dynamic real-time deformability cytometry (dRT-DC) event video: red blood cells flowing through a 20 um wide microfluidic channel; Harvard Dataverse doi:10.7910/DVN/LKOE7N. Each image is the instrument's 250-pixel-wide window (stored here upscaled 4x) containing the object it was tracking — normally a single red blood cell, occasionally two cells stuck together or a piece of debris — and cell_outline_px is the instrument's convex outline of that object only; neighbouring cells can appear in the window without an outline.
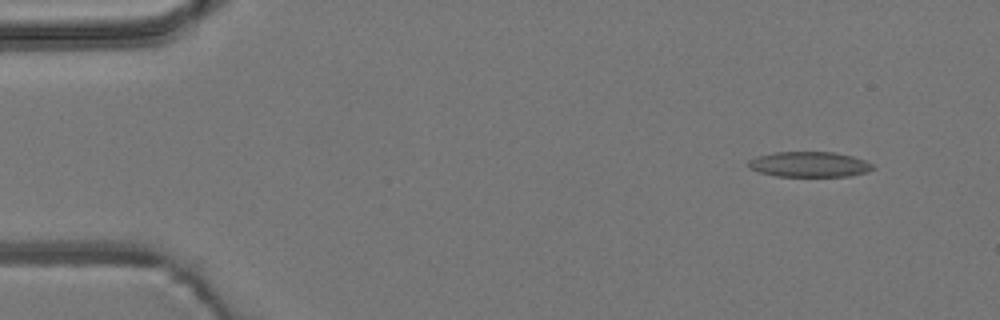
{"species": "common noctule bat (a hibernating species)", "species_latin": "Nyctalus noctula", "temperature_condition": "room temperature", "stored_images_in_passage": 51, "camera_frame_rate_fps": 3000, "um_per_image_px": 0.085, "animal": {"sex": "male", "body_mass_g": 19.2, "forearm_length_mm": 51.8}, "frame": {"image": 1, "passage_image": 1, "time_ms": 0.0, "image_size_px": [1000, 320], "cell_outline_px": [[876, 168], [864, 172], [848, 176], [776, 176], [760, 172], [748, 168], [748, 160], [756, 156], [776, 152], [832, 152], [852, 156], [864, 160], [872, 164]], "centroid_in_image_um": [68.76, 13.97], "position_along_channel_um": 16.2, "area_um2": 18.26}}
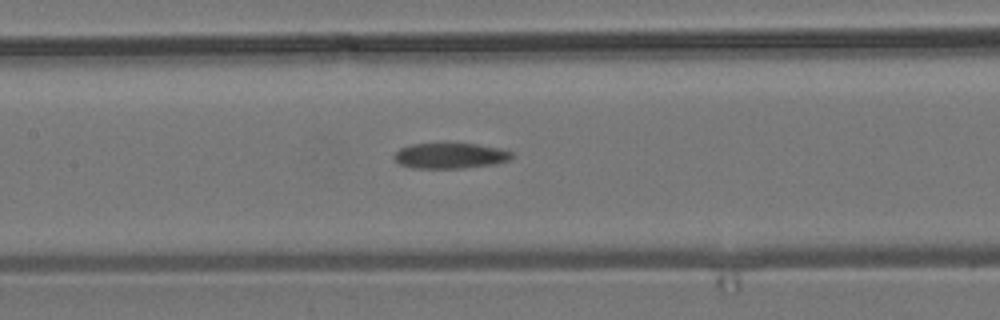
{"frame": {"image": 2, "passage_image": 22, "time_ms": 7.0, "image_size_px": [1000, 320], "cell_outline_px": [[512, 156], [508, 160], [492, 164], [460, 168], [412, 168], [400, 164], [392, 156], [400, 148], [412, 144], [476, 144], [500, 148], [512, 152]], "centroid_in_image_um": [38.23, 13.24], "position_along_channel_um": 169.2, "area_um2": 17.22}}
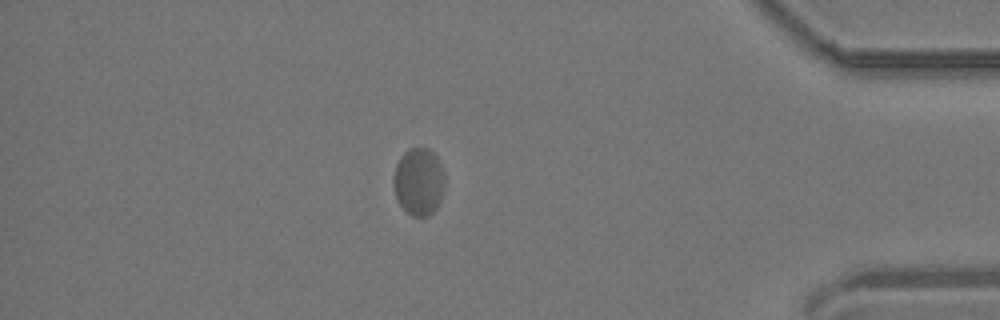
{"frame": {"image": 3, "passage_image": 44, "time_ms": 14.333, "image_size_px": [1000, 320], "cell_outline_px": [[444, 188], [440, 200], [436, 208], [428, 216], [412, 216], [400, 204], [396, 196], [392, 180], [396, 164], [400, 156], [408, 148], [428, 148], [436, 156], [440, 164], [444, 176]], "centroid_in_image_um": [35.58, 15.42], "position_along_channel_um": 399.6, "area_um2": 20.06}}